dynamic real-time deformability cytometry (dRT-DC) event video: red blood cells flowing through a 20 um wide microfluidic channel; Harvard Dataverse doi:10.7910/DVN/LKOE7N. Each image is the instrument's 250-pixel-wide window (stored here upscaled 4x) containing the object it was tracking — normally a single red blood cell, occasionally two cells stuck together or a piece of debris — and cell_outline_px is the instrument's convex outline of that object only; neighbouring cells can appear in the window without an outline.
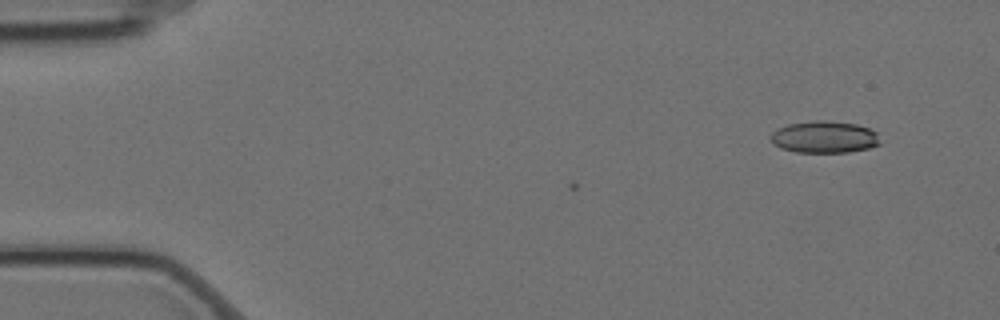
{"species": "Egyptian fruit bat (a non-hibernating species)", "species_latin": "Rousettus aegyptiacus", "temperature_condition": "cold", "stored_images_in_passage": 3, "camera_frame_rate_fps": 3000, "um_per_image_px": 0.085, "animal": {"sex": "female"}, "frame": {"image": 1, "passage_image": 1, "time_ms": 0.0, "image_size_px": [1000, 320], "cell_outline_px": [[880, 144], [868, 148], [848, 152], [796, 152], [780, 148], [772, 144], [772, 132], [776, 128], [788, 124], [816, 120], [824, 120], [856, 124], [868, 128], [876, 132]], "centroid_in_image_um": [70.04, 11.64], "position_along_channel_um": 15.0, "area_um2": 20.29}}